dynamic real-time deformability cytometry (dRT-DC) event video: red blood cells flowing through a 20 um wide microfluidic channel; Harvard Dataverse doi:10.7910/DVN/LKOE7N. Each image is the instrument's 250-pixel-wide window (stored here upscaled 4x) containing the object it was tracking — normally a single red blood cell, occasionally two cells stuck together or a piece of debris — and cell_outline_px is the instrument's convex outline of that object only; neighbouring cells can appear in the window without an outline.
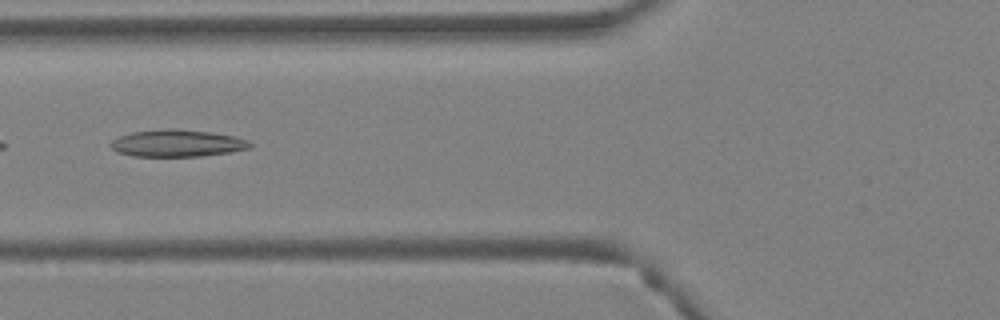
{"species": "Egyptian fruit bat (a non-hibernating species)", "species_latin": "Rousettus aegyptiacus", "temperature_condition": "warm", "stored_images_in_passage": 5, "camera_frame_rate_fps": 3000, "um_per_image_px": 0.085, "animal": {"sex": "female"}, "frame": {"image": 1, "passage_image": 5, "time_ms": 1.333, "image_size_px": [1000, 320], "cell_outline_px": [[252, 148], [228, 152], [200, 156], [132, 156], [116, 152], [108, 144], [112, 140], [120, 136], [132, 132], [168, 128], [176, 128], [212, 132], [232, 136], [248, 140], [252, 144]], "centroid_in_image_um": [15.04, 12.17], "position_along_channel_um": 110.8, "area_um2": 22.02}}